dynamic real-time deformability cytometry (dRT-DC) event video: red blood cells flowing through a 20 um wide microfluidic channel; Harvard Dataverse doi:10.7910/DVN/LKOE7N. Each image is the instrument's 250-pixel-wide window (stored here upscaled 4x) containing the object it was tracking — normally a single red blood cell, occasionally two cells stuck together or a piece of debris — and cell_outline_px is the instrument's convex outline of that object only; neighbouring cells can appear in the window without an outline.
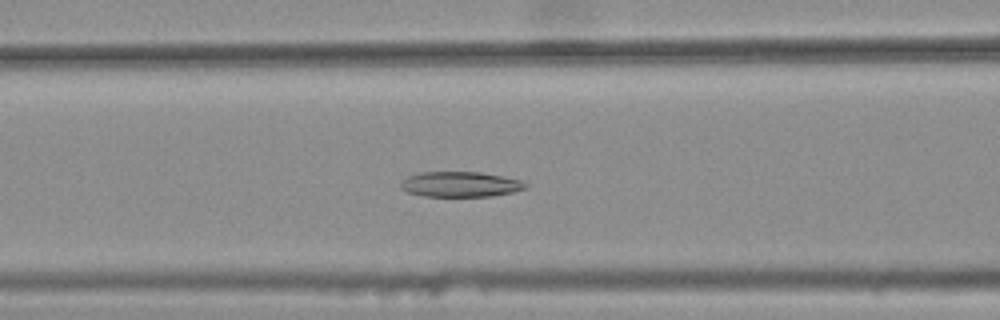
{"species": "common noctule bat (a hibernating species)", "species_latin": "Nyctalus noctula", "temperature_condition": "warm", "stored_images_in_passage": 31, "camera_frame_rate_fps": 3000, "um_per_image_px": 0.085, "animal": {"sex": "female", "body_mass_g": 25.1}, "frame": {"image": 1, "passage_image": 8, "time_ms": 2.333, "image_size_px": [1000, 320], "cell_outline_px": [[528, 188], [512, 192], [492, 196], [424, 196], [408, 192], [400, 188], [400, 184], [408, 176], [420, 172], [480, 172], [504, 176], [520, 180], [528, 184]], "centroid_in_image_um": [39.16, 15.66], "position_along_channel_um": 127.4, "area_um2": 18.38}}
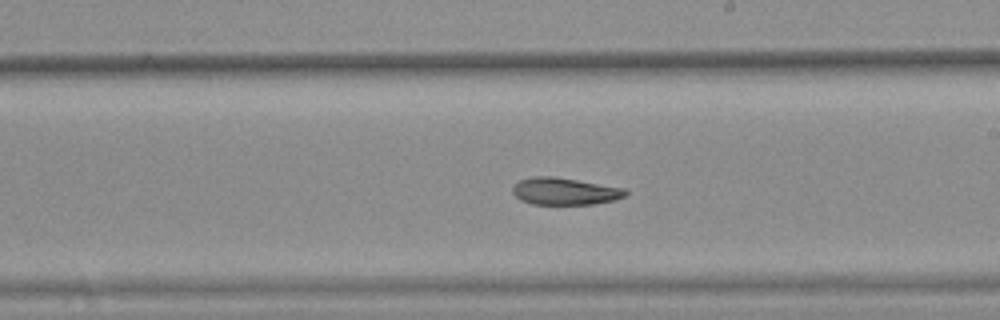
{"frame": {"image": 2, "passage_image": 17, "time_ms": 5.333, "image_size_px": [1000, 320], "cell_outline_px": [[628, 192], [624, 196], [616, 200], [592, 204], [532, 204], [520, 200], [512, 192], [512, 188], [520, 180], [536, 176], [552, 176], [624, 188]], "centroid_in_image_um": [47.99, 16.27], "position_along_channel_um": 241.0, "area_um2": 17.63}}
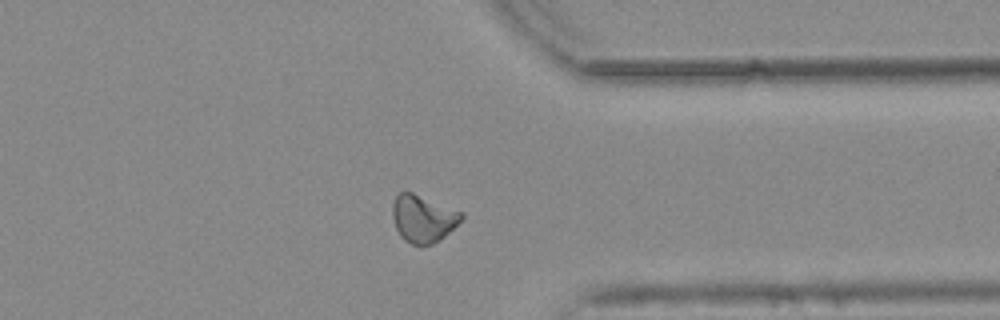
{"frame": {"image": 3, "passage_image": 28, "time_ms": 9.0, "image_size_px": [1000, 320], "cell_outline_px": [[464, 216], [444, 236], [432, 244], [420, 248], [404, 240], [400, 236], [396, 228], [392, 216], [392, 204], [396, 196], [400, 192], [412, 192], [464, 212]], "centroid_in_image_um": [35.94, 18.59], "position_along_channel_um": 375.5, "area_um2": 19.07}, "authors_computed_cell_mechanics": {"area_um2": 18.4382, "velocity_mm_per_s": 3.7963, "shape_relaxation_time_tau1_ms": null, "shape_relaxation_time_tau2_ms": 8.8236, "deformation_change_tau1": null, "deformation_change_tau2": 0.1427}}